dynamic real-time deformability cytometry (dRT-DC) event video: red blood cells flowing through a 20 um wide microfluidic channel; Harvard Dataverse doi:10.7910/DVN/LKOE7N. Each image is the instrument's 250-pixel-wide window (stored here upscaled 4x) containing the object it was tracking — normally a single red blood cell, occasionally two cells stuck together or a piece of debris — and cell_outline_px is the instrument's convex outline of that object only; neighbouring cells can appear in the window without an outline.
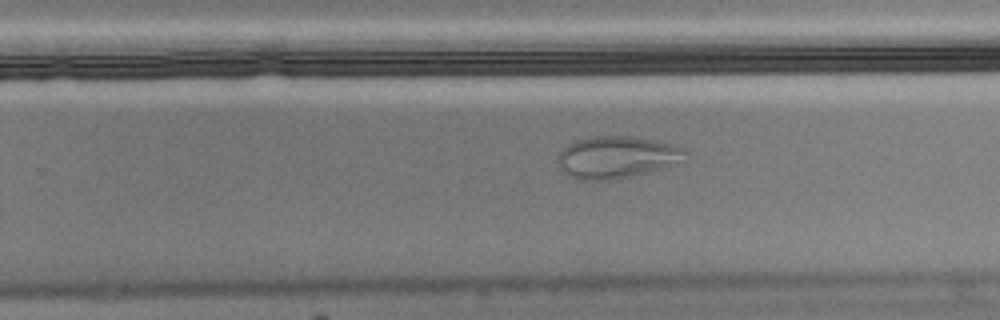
{"species": "Egyptian fruit bat (a non-hibernating species)", "species_latin": "Rousettus aegyptiacus", "temperature_condition": "cold", "stored_images_in_passage": 56, "camera_frame_rate_fps": 3000, "um_per_image_px": 0.085, "animal": {"sex": "male"}, "frame": {"image": 1, "passage_image": 35, "time_ms": 11.333, "image_size_px": [1000, 320], "cell_outline_px": [[688, 152], [684, 160], [648, 172], [608, 180], [576, 180], [564, 172], [560, 168], [556, 160], [556, 156], [568, 144], [576, 140], [592, 136], [628, 136], [656, 140], [676, 144], [684, 148]], "centroid_in_image_um": [52.41, 13.35], "position_along_channel_um": 277.4, "area_um2": 31.33}}